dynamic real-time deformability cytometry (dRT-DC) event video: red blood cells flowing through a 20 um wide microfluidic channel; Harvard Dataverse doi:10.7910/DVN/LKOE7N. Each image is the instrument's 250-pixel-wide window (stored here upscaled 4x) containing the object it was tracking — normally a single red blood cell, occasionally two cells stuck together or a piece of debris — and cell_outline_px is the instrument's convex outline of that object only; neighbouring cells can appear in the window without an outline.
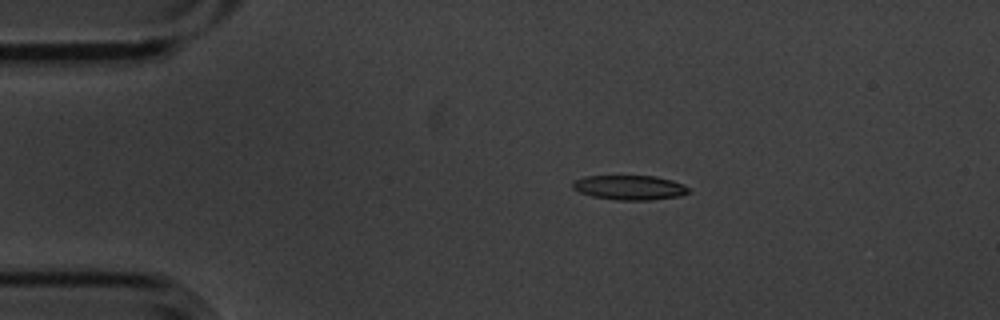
{"species": "common noctule bat (a hibernating species)", "species_latin": "Nyctalus noctula", "temperature_condition": "cold", "stored_images_in_passage": 6, "camera_frame_rate_fps": 3000, "um_per_image_px": 0.085, "animal": {"sex": "male", "body_mass_g": 20.1, "forearm_length_mm": 53.5}, "frame": {"image": 1, "passage_image": 4, "time_ms": 1.0, "image_size_px": [1000, 320], "cell_outline_px": [[688, 192], [680, 196], [652, 200], [616, 200], [592, 196], [580, 192], [572, 188], [572, 180], [584, 176], [656, 176], [672, 180], [684, 184], [688, 188]], "centroid_in_image_um": [53.49, 15.94], "position_along_channel_um": 31.5, "area_um2": 16.7}}
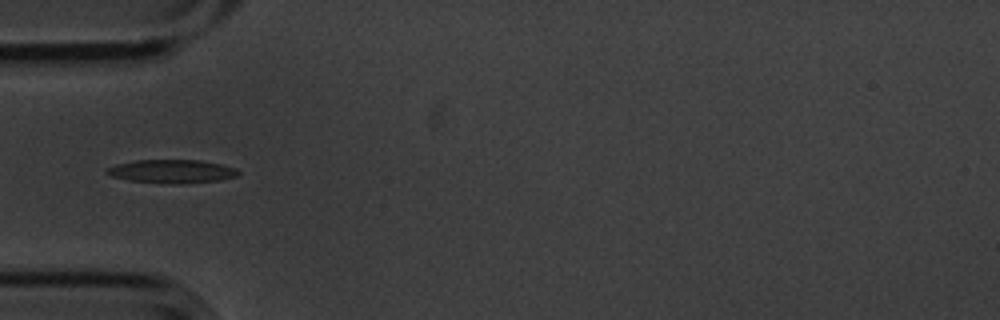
{"frame": {"image": 2, "passage_image": 6, "time_ms": 1.667, "image_size_px": [1000, 320], "cell_outline_px": [[240, 172], [236, 176], [220, 180], [176, 184], [172, 184], [128, 180], [112, 176], [104, 172], [104, 168], [116, 164], [136, 160], [200, 160], [220, 164], [236, 168]], "centroid_in_image_um": [14.57, 14.56], "position_along_channel_um": 70.4, "area_um2": 17.98}}